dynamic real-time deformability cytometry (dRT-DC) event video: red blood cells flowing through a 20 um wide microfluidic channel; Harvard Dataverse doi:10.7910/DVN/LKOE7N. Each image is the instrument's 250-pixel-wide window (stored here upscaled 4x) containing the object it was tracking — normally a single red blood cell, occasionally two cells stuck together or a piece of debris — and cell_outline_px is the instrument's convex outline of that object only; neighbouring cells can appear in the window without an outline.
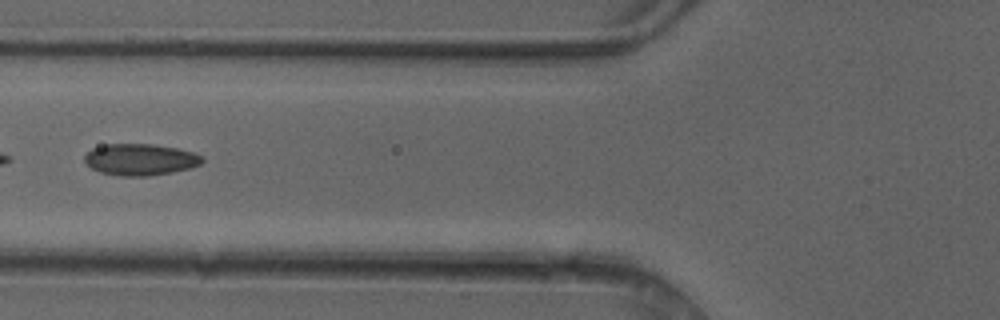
{"species": "common noctule bat (a hibernating species)", "species_latin": "Nyctalus noctula", "temperature_condition": "cold", "stored_images_in_passage": 6, "camera_frame_rate_fps": 3000, "um_per_image_px": 0.085, "animal": {"sex": "female"}, "frame": {"image": 1, "passage_image": 5, "time_ms": 1.333, "image_size_px": [1000, 320], "cell_outline_px": [[204, 160], [200, 164], [192, 168], [172, 172], [148, 176], [120, 176], [100, 172], [92, 168], [84, 160], [84, 156], [92, 148], [104, 144], [152, 144], [176, 148], [192, 152], [204, 156]], "centroid_in_image_um": [11.94, 13.56], "position_along_channel_um": 113.9, "area_um2": 21.68}}
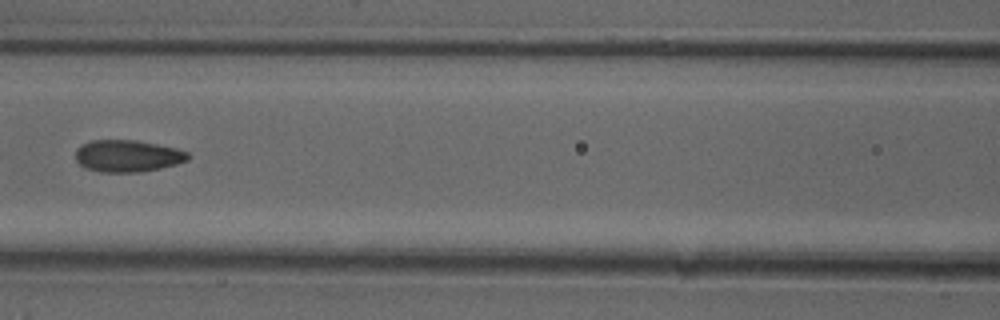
{"frame": {"image": 2, "passage_image": 6, "time_ms": 1.667, "image_size_px": [1000, 320], "cell_outline_px": [[192, 156], [188, 160], [176, 164], [160, 168], [140, 172], [100, 172], [84, 168], [76, 160], [76, 148], [80, 144], [92, 140], [136, 140], [176, 148], [188, 152]], "centroid_in_image_um": [10.83, 13.25], "position_along_channel_um": 155.8, "area_um2": 21.1}}